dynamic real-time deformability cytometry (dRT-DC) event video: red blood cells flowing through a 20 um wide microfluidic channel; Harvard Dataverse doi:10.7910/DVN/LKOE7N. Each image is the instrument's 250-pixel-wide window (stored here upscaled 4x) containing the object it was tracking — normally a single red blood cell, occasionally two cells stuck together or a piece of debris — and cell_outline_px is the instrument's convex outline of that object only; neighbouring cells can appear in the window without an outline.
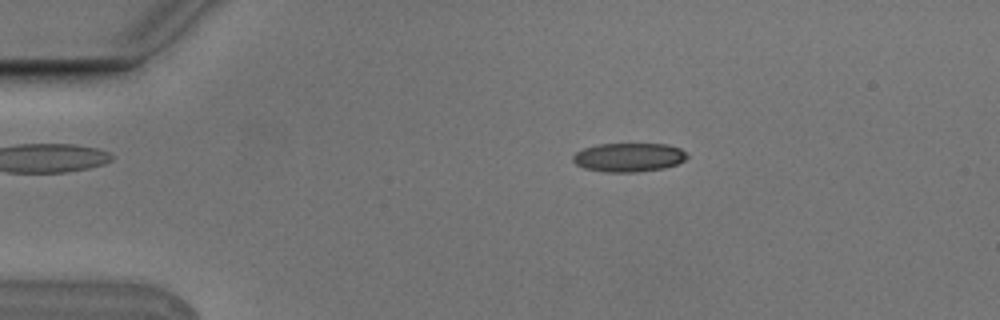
{"species": "Egyptian fruit bat (a non-hibernating species)", "species_latin": "Rousettus aegyptiacus", "temperature_condition": "cold", "stored_images_in_passage": 6, "camera_frame_rate_fps": 3000, "um_per_image_px": 0.085, "animal": {"sex": "male"}, "frame": {"image": 1, "passage_image": 2, "time_ms": 0.333, "image_size_px": [1000, 320], "cell_outline_px": [[688, 156], [684, 160], [676, 164], [664, 168], [636, 172], [604, 172], [584, 168], [576, 164], [572, 160], [572, 156], [576, 152], [584, 148], [596, 144], [668, 144], [680, 148]], "centroid_in_image_um": [53.42, 13.37], "position_along_channel_um": 31.6, "area_um2": 19.19}}
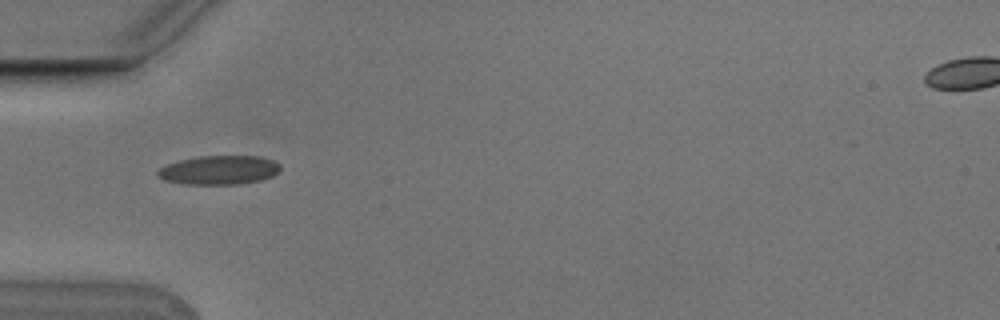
{"frame": {"image": 2, "passage_image": 4, "time_ms": 1.0, "image_size_px": [1000, 320], "cell_outline_px": [[280, 168], [272, 176], [260, 180], [236, 184], [184, 184], [164, 180], [156, 172], [160, 168], [168, 164], [180, 160], [196, 156], [260, 156], [272, 160], [280, 164]], "centroid_in_image_um": [18.62, 14.45], "position_along_channel_um": 66.4, "area_um2": 20.52}}
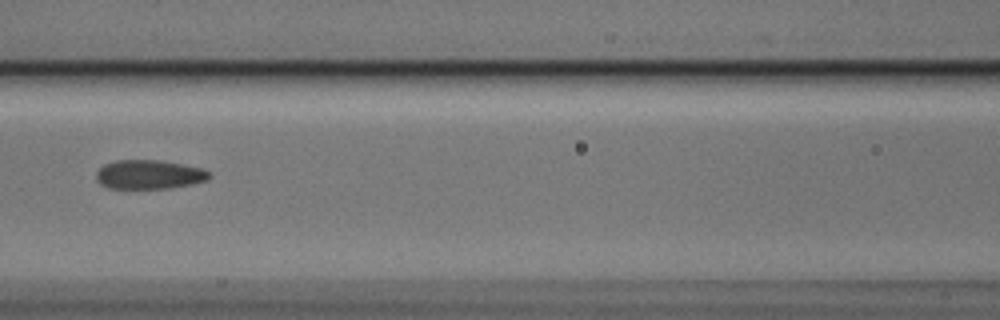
{"frame": {"image": 3, "passage_image": 6, "time_ms": 1.667, "image_size_px": [1000, 320], "cell_outline_px": [[212, 176], [208, 180], [192, 184], [168, 188], [108, 188], [100, 184], [96, 180], [96, 172], [104, 164], [116, 160], [160, 160], [200, 168], [208, 172]], "centroid_in_image_um": [12.65, 14.83], "position_along_channel_um": 154.0, "area_um2": 19.07}}